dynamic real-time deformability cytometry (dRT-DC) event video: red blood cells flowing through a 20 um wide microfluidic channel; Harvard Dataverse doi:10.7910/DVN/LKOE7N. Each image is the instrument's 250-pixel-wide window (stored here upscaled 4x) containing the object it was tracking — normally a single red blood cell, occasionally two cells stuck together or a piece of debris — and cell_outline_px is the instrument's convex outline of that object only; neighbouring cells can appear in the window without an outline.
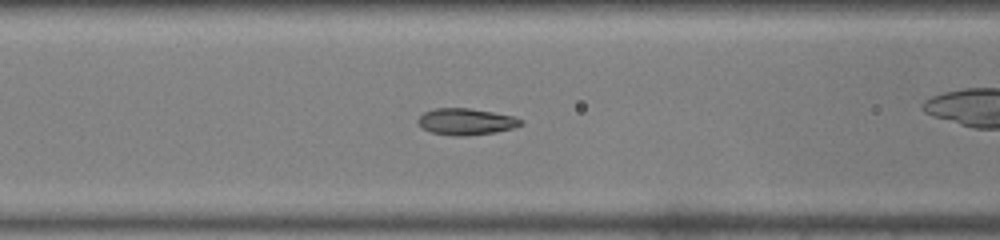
{"species": "common noctule bat (a hibernating species)", "species_latin": "Nyctalus noctula", "temperature_condition": "warm", "stored_images_in_passage": 37, "camera_frame_rate_fps": 3000, "um_per_image_px": 0.085, "animal": {"sex": "male", "body_mass_g": 19.0, "forearm_length_mm": 50.8}, "frame": {"image": 1, "passage_image": 9, "time_ms": 2.667, "image_size_px": [1000, 240], "cell_outline_px": [[524, 124], [512, 128], [496, 132], [468, 136], [456, 136], [432, 132], [420, 128], [416, 120], [424, 112], [436, 108], [468, 108], [492, 112], [512, 116], [524, 120]], "centroid_in_image_um": [39.6, 10.34], "position_along_channel_um": 127.0, "area_um2": 15.95}}
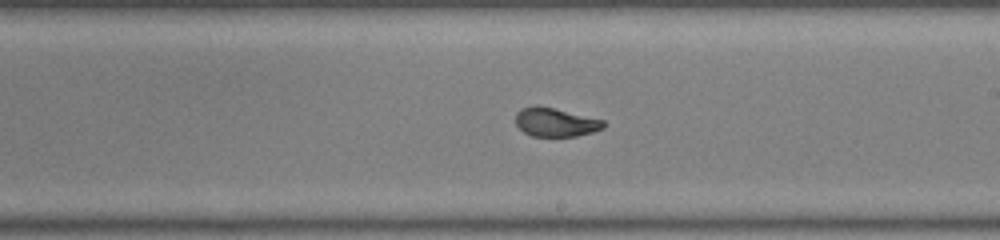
{"frame": {"image": 2, "passage_image": 17, "time_ms": 5.333, "image_size_px": [1000, 240], "cell_outline_px": [[604, 128], [592, 132], [576, 136], [532, 136], [524, 132], [516, 124], [516, 112], [520, 108], [536, 104], [604, 120]], "centroid_in_image_um": [47.18, 10.38], "position_along_channel_um": 241.8, "area_um2": 14.68}}
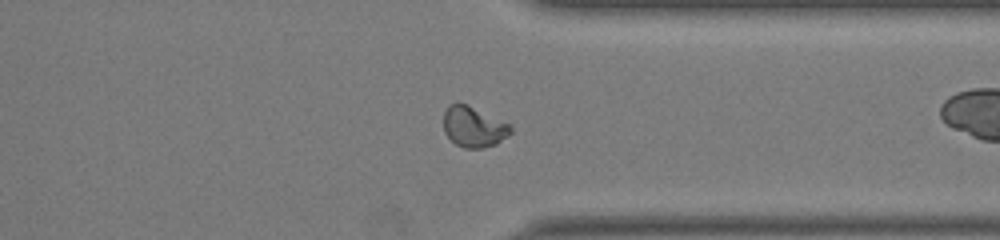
{"frame": {"image": 3, "passage_image": 26, "time_ms": 8.333, "image_size_px": [1000, 240], "cell_outline_px": [[512, 132], [508, 136], [496, 144], [484, 148], [464, 148], [456, 144], [444, 132], [444, 112], [448, 104], [464, 104], [512, 124]], "centroid_in_image_um": [40.29, 10.8], "position_along_channel_um": 371.1, "area_um2": 15.78}, "authors_computed_cell_mechanics": {"area_um2": 15.7216, "velocity_mm_per_s": 4.319, "shape_relaxation_time_tau1_ms": 5.9939, "shape_relaxation_time_tau2_ms": null, "deformation_change_tau1": 0.2318, "deformation_change_tau2": null}}